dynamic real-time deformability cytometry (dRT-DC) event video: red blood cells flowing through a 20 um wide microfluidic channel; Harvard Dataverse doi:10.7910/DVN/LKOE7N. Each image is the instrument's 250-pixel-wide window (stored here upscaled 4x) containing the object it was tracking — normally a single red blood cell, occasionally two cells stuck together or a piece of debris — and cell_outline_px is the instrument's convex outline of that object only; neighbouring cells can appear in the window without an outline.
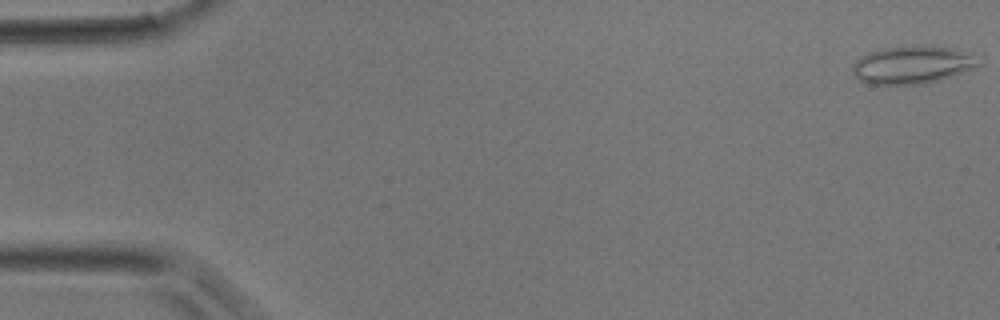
{"species": "common noctule bat (a hibernating species)", "species_latin": "Nyctalus noctula", "temperature_condition": "room temperature", "stored_images_in_passage": 3, "camera_frame_rate_fps": 3000, "um_per_image_px": 0.085, "animal": {"sex": "male", "body_mass_g": 17.9}, "frame": {"image": 1, "passage_image": 1, "time_ms": 0.0, "image_size_px": [1000, 320], "cell_outline_px": [[984, 56], [980, 64], [976, 68], [924, 84], [872, 84], [860, 80], [852, 72], [852, 64], [860, 56], [868, 52], [884, 48], [916, 44], [932, 44], [980, 52]], "centroid_in_image_um": [77.7, 5.45], "position_along_channel_um": 7.3, "area_um2": 28.96}}